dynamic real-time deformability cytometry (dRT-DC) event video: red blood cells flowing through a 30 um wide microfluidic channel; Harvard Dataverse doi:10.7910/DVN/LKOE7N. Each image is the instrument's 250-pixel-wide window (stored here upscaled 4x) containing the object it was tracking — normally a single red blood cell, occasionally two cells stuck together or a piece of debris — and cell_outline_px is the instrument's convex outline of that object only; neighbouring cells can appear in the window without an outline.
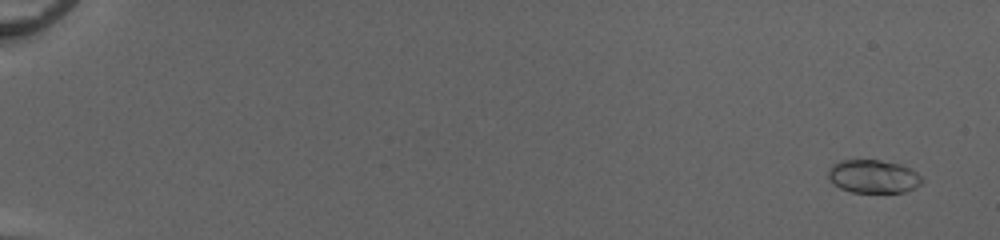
{"species": "common noctule bat (a hibernating species)", "species_latin": "Nyctalus noctula", "temperature_condition": "cold", "stored_images_in_passage": 53, "camera_frame_rate_fps": 3000, "um_per_image_px": 0.085, "animal": {"sex": "female", "body_mass_g": 20.0, "forearm_length_mm": 54.0}, "frame": {"image": 1, "passage_image": 3, "time_ms": 0.667, "image_size_px": [1000, 240], "cell_outline_px": [[924, 180], [920, 184], [904, 192], [852, 192], [840, 188], [828, 180], [828, 172], [832, 164], [840, 160], [880, 160], [900, 164], [916, 172]], "centroid_in_image_um": [74.19, 14.99], "position_along_channel_um": 10.8, "area_um2": 18.09}}
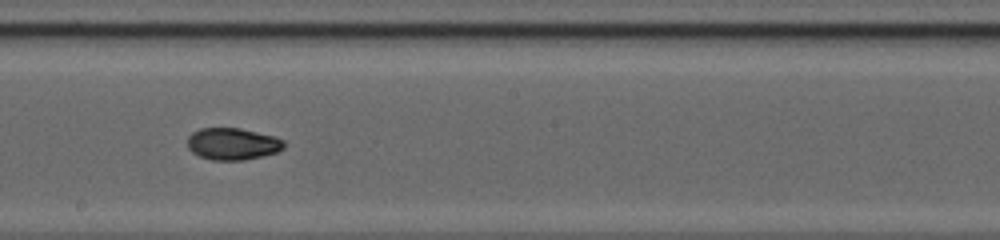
{"frame": {"image": 2, "passage_image": 33, "time_ms": 10.667, "image_size_px": [1000, 240], "cell_outline_px": [[284, 148], [276, 152], [244, 160], [212, 160], [200, 156], [192, 152], [188, 148], [188, 136], [192, 132], [200, 128], [240, 128], [276, 136], [284, 140]], "centroid_in_image_um": [19.77, 12.22], "position_along_channel_um": 228.4, "area_um2": 17.98}}
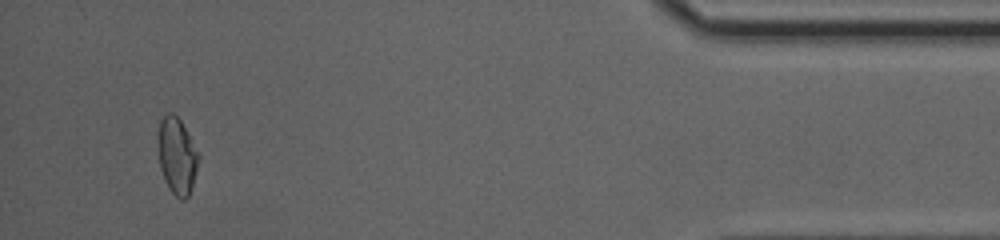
{"frame": {"image": 3, "passage_image": 51, "time_ms": 16.667, "image_size_px": [1000, 240], "cell_outline_px": [[200, 156], [192, 184], [188, 196], [184, 200], [180, 200], [168, 188], [160, 168], [156, 148], [160, 120], [168, 112], [172, 112], [180, 120]], "centroid_in_image_um": [15.0, 13.24], "position_along_channel_um": 420.2, "area_um2": 18.03}, "authors_computed_cell_mechanics": {"area_um2": 17.9758, "velocity_mm_per_s": 4.1305, "shape_relaxation_time_tau1_ms": 4.9363, "shape_relaxation_time_tau2_ms": 2.0464, "deformation_change_tau1": 0.168, "deformation_change_tau2": 0.0511}}